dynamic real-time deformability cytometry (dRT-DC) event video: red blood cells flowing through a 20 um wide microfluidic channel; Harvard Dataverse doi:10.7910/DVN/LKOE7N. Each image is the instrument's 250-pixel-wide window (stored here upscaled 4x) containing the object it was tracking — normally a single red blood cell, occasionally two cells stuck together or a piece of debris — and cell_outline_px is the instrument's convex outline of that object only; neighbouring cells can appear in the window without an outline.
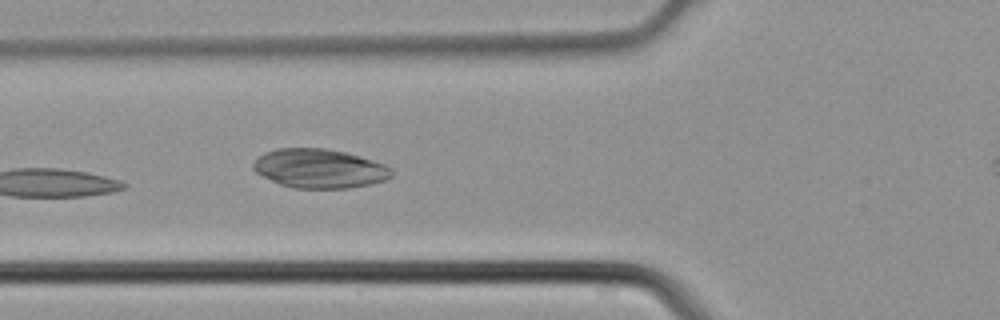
{"species": "common noctule bat (a hibernating species)", "species_latin": "Nyctalus noctula", "temperature_condition": "cold", "stored_images_in_passage": 5, "camera_frame_rate_fps": 3000, "um_per_image_px": 0.085, "animal": {"sex": "male", "body_mass_g": 21.5, "forearm_length_mm": 52.0}, "frame": {"image": 1, "passage_image": 4, "time_ms": 1.0, "image_size_px": [1000, 320], "cell_outline_px": [[392, 176], [384, 180], [368, 184], [348, 188], [292, 188], [280, 184], [256, 172], [252, 168], [252, 164], [264, 152], [276, 148], [328, 148], [344, 152], [384, 164], [392, 168]], "centroid_in_image_um": [27.13, 14.32], "position_along_channel_um": 98.7, "area_um2": 31.27}}